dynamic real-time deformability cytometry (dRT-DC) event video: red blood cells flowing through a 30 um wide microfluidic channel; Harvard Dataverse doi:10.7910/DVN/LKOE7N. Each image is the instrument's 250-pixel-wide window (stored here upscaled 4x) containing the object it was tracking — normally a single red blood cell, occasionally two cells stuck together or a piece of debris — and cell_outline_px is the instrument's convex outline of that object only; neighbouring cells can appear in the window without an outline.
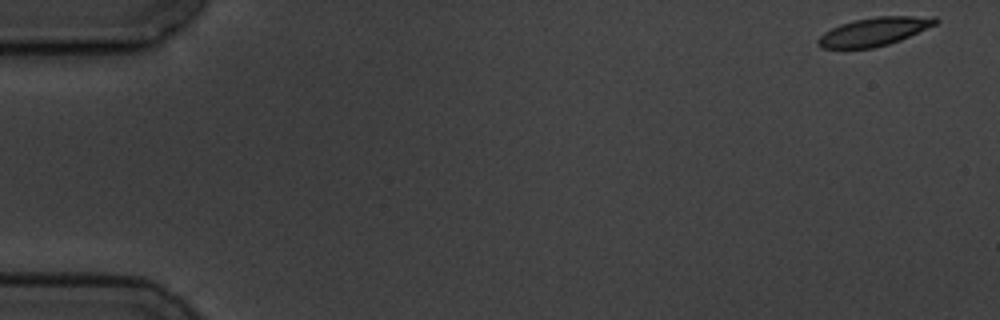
{"species": "common noctule bat (a hibernating species)", "species_latin": "Nyctalus noctula", "temperature_condition": "cold", "stored_images_in_passage": 2, "camera_frame_rate_fps": 3000, "um_per_image_px": 0.085, "animal": {"sex": "male", "body_mass_g": 19.5, "forearm_length_mm": 54.6}, "frame": {"image": 1, "passage_image": 1, "time_ms": 0.0, "image_size_px": [1000, 320], "cell_outline_px": [[940, 20], [936, 24], [900, 40], [888, 44], [872, 48], [820, 48], [816, 44], [816, 40], [824, 32], [840, 24], [852, 20], [876, 16], [936, 16]], "centroid_in_image_um": [74.29, 2.67], "position_along_channel_um": 10.7, "area_um2": 19.48}}